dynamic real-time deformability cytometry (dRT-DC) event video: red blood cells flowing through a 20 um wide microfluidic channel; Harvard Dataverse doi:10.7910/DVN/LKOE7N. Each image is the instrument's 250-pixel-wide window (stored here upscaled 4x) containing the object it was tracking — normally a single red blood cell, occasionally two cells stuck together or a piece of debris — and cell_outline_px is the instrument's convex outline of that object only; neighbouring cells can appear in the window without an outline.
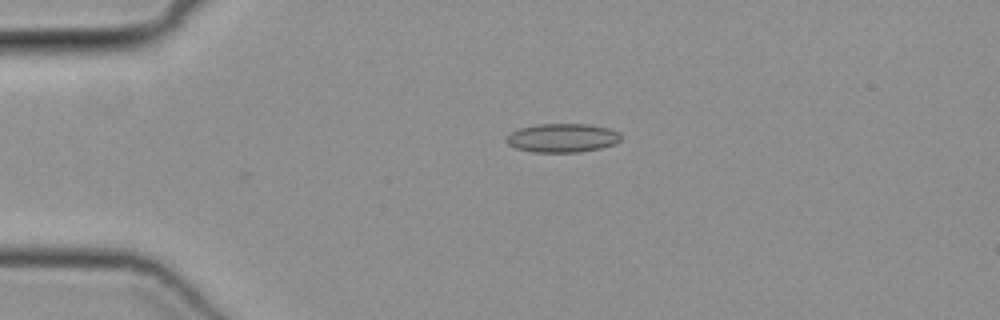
{"species": "common noctule bat (a hibernating species)", "species_latin": "Nyctalus noctula", "temperature_condition": "cold", "stored_images_in_passage": 28, "camera_frame_rate_fps": 3000, "um_per_image_px": 0.085, "animal": {"sex": "female", "body_mass_g": 19.3, "forearm_length_mm": 54.1}, "frame": {"image": 1, "passage_image": 1, "time_ms": 0.0, "image_size_px": [1000, 320], "cell_outline_px": [[620, 140], [616, 144], [600, 148], [580, 152], [532, 152], [516, 148], [508, 144], [504, 140], [504, 136], [520, 128], [540, 124], [588, 124], [608, 128], [620, 132]], "centroid_in_image_um": [47.79, 11.72], "position_along_channel_um": 37.2, "area_um2": 19.31}}
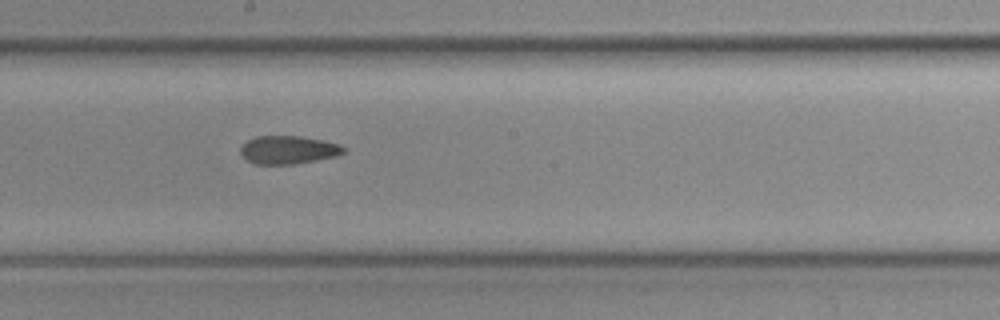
{"frame": {"image": 2, "passage_image": 17, "time_ms": 5.333, "image_size_px": [1000, 320], "cell_outline_px": [[344, 152], [336, 156], [292, 164], [256, 164], [248, 160], [240, 152], [240, 148], [248, 140], [256, 136], [300, 136], [324, 140], [340, 144], [344, 148]], "centroid_in_image_um": [24.51, 12.72], "position_along_channel_um": 223.7, "area_um2": 16.7}}
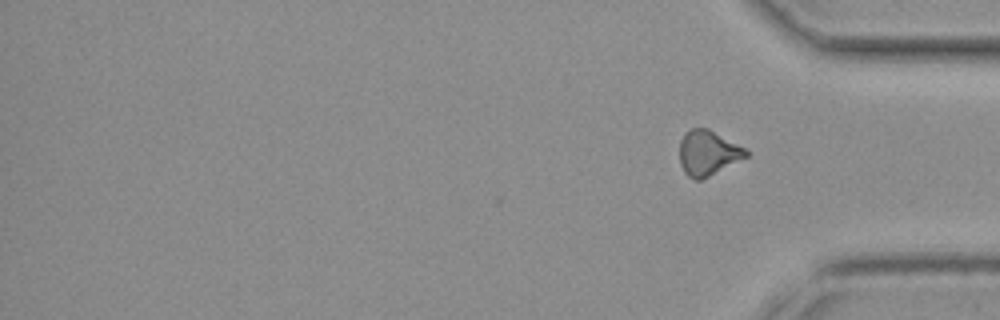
{"frame": {"image": 3, "passage_image": 28, "time_ms": 9.0, "image_size_px": [1000, 320], "cell_outline_px": [[748, 156], [700, 180], [696, 180], [688, 176], [684, 172], [680, 164], [680, 140], [692, 128], [708, 128], [744, 148], [748, 152]], "centroid_in_image_um": [60.15, 13.0], "position_along_channel_um": 375.0, "area_um2": 16.99}}